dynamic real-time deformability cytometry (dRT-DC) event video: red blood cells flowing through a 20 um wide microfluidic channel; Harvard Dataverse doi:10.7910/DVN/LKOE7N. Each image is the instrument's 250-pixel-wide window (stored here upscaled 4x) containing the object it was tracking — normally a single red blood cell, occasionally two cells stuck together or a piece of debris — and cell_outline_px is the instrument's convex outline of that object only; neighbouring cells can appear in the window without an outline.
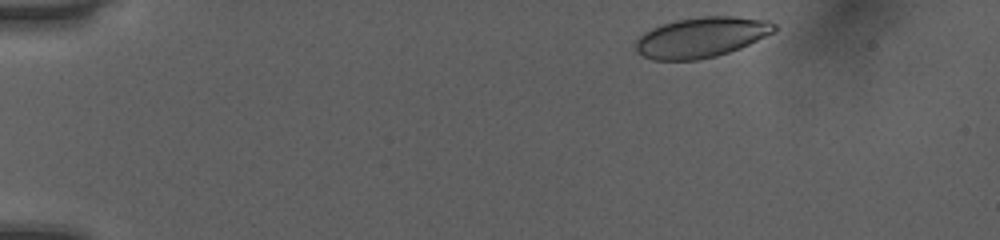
{"species": "human", "species_latin": "Homo sapiens", "temperature_condition": "room temperature", "stored_images_in_passage": 45, "camera_frame_rate_fps": 3000, "um_per_image_px": 0.085, "donor": {"sex": "female"}, "frame": {"image": 1, "passage_image": 2, "time_ms": 0.333, "image_size_px": [1000, 240], "cell_outline_px": [[776, 28], [772, 32], [740, 48], [716, 56], [696, 60], [652, 60], [636, 52], [636, 40], [644, 32], [652, 28], [676, 20], [704, 16], [732, 16], [768, 20], [776, 24]], "centroid_in_image_um": [59.59, 3.17], "position_along_channel_um": 25.4, "area_um2": 32.25}}
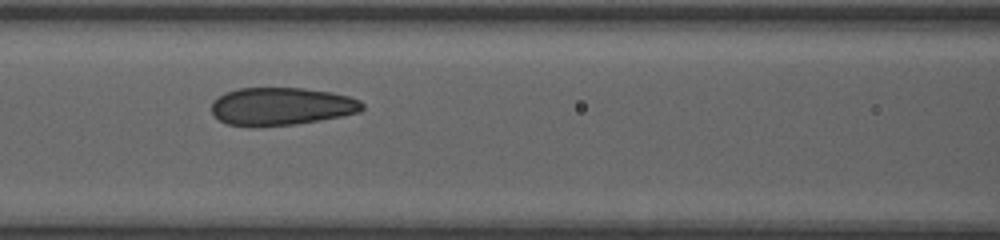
{"frame": {"image": 2, "passage_image": 18, "time_ms": 5.667, "image_size_px": [1000, 240], "cell_outline_px": [[364, 108], [360, 112], [344, 116], [296, 124], [228, 124], [220, 120], [212, 112], [212, 100], [224, 92], [240, 88], [304, 88], [332, 92], [348, 96], [360, 100], [364, 104]], "centroid_in_image_um": [23.98, 9.0], "position_along_channel_um": 142.6, "area_um2": 32.71}}
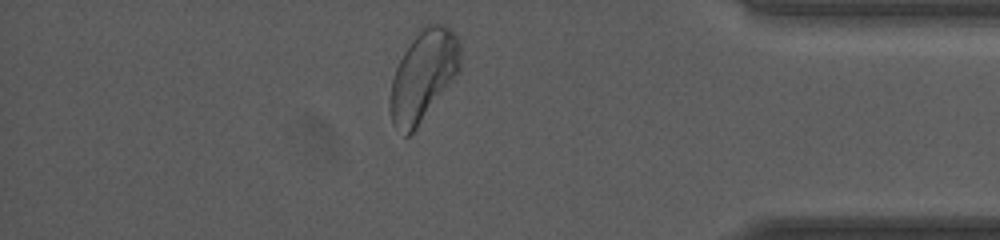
{"frame": {"image": 3, "passage_image": 39, "time_ms": 12.667, "image_size_px": [1000, 240], "cell_outline_px": [[460, 72], [416, 128], [408, 136], [404, 136], [392, 124], [388, 108], [388, 100], [392, 80], [396, 68], [404, 52], [420, 28], [424, 24], [444, 24], [452, 28], [460, 40]], "centroid_in_image_um": [35.98, 6.42], "position_along_channel_um": 399.2, "area_um2": 37.45}, "authors_computed_cell_mechanics": {"area_um2": 33.5818, "velocity_mm_per_s": 4.038, "shape_relaxation_time_tau1_ms": 5.656, "shape_relaxation_time_tau2_ms": 0.8886, "deformation_change_tau1": 0.1132, "deformation_change_tau2": 0.0528}}